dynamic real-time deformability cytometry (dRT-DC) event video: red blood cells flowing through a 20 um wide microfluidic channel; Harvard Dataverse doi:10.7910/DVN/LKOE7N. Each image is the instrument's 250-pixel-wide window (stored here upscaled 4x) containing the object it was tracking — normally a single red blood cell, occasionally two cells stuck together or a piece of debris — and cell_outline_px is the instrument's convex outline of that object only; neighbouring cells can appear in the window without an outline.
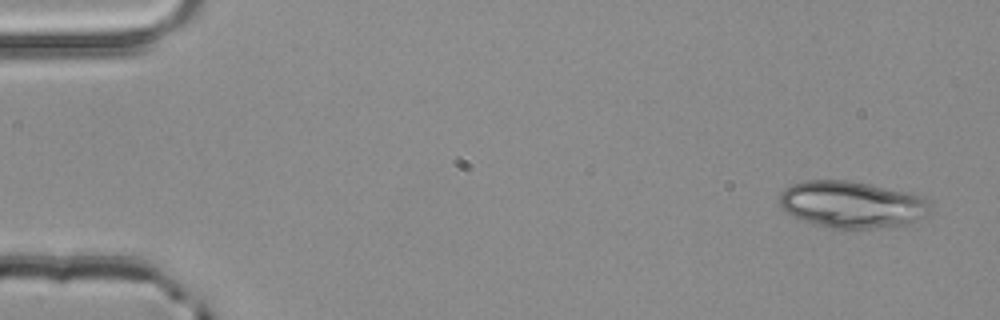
{"species": "common noctule bat (a hibernating species)", "species_latin": "Nyctalus noctula", "temperature_condition": "room temperature", "stored_images_in_passage": 3, "camera_frame_rate_fps": 3000, "um_per_image_px": 0.085, "animal": {"sex": "male", "body_mass_g": 20.4}, "frame": {"image": 1, "passage_image": 1, "time_ms": 0.0, "image_size_px": [1000, 320], "cell_outline_px": [[936, 212], [932, 216], [908, 224], [884, 228], [844, 232], [824, 228], [812, 224], [784, 212], [780, 204], [780, 192], [788, 184], [804, 180], [844, 180], [868, 184], [912, 192], [924, 196], [928, 200]], "centroid_in_image_um": [72.49, 17.43], "position_along_channel_um": 12.5, "area_um2": 43.23}}